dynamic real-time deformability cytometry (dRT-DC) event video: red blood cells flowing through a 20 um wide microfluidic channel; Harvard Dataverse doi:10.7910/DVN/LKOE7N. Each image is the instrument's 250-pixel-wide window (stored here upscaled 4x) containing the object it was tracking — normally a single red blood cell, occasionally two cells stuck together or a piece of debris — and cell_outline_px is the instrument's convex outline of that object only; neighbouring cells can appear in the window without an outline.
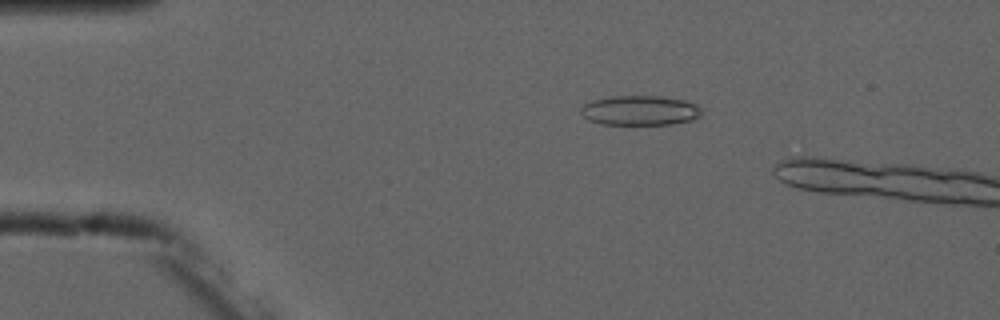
{"species": "common noctule bat (a hibernating species)", "species_latin": "Nyctalus noctula", "temperature_condition": "cold", "stored_images_in_passage": 2, "camera_frame_rate_fps": 3000, "um_per_image_px": 0.085, "animal": {"sex": "male", "forearm_length_mm": 52.5}, "frame": {"image": 1, "passage_image": 1, "time_ms": 0.0, "image_size_px": [1000, 320], "cell_outline_px": [[704, 112], [700, 116], [692, 120], [672, 124], [600, 124], [588, 120], [580, 112], [580, 108], [584, 104], [592, 100], [612, 96], [660, 96], [684, 100], [696, 104]], "centroid_in_image_um": [54.4, 9.39], "position_along_channel_um": 30.6, "area_um2": 21.04}}